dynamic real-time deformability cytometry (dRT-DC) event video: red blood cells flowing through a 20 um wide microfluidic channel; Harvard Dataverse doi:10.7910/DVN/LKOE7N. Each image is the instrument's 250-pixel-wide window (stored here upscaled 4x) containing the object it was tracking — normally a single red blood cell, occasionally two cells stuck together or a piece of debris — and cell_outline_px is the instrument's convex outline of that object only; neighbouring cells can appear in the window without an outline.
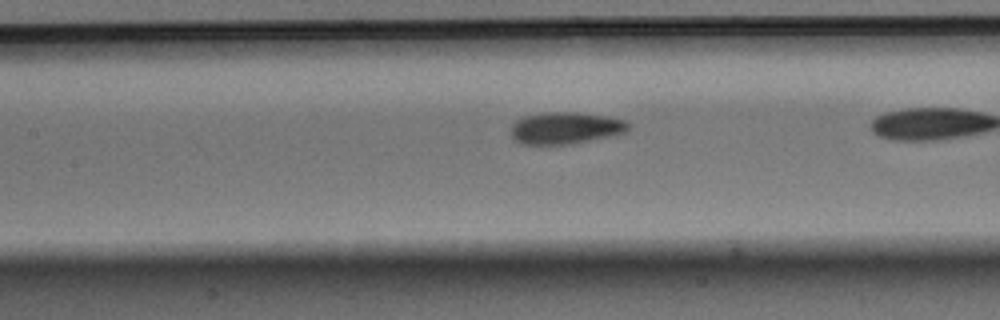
{"species": "Egyptian fruit bat (a non-hibernating species)", "species_latin": "Rousettus aegyptiacus", "temperature_condition": "warm", "stored_images_in_passage": 39, "camera_frame_rate_fps": 3000, "um_per_image_px": 0.085, "animal": {"sex": "male"}, "frame": {"image": 1, "passage_image": 22, "time_ms": 7.0, "image_size_px": [1000, 320], "cell_outline_px": [[628, 128], [624, 132], [616, 136], [572, 144], [520, 144], [512, 140], [512, 124], [516, 120], [524, 116], [544, 112], [576, 112], [604, 116], [624, 120], [628, 124]], "centroid_in_image_um": [48.04, 10.89], "position_along_channel_um": 159.4, "area_um2": 21.96}}
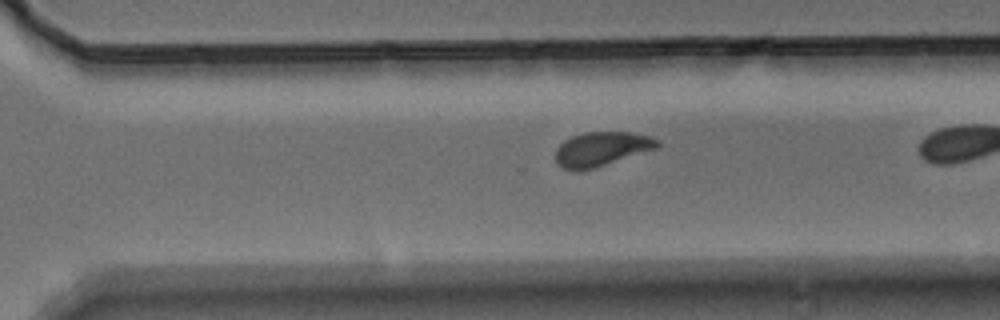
{"frame": {"image": 2, "passage_image": 35, "time_ms": 11.333, "image_size_px": [1000, 320], "cell_outline_px": [[660, 144], [656, 148], [592, 168], [576, 172], [572, 172], [556, 164], [556, 148], [564, 140], [572, 136], [584, 132], [632, 132], [648, 136], [660, 140]], "centroid_in_image_um": [51.08, 12.66], "position_along_channel_um": 319.5, "area_um2": 20.17}}